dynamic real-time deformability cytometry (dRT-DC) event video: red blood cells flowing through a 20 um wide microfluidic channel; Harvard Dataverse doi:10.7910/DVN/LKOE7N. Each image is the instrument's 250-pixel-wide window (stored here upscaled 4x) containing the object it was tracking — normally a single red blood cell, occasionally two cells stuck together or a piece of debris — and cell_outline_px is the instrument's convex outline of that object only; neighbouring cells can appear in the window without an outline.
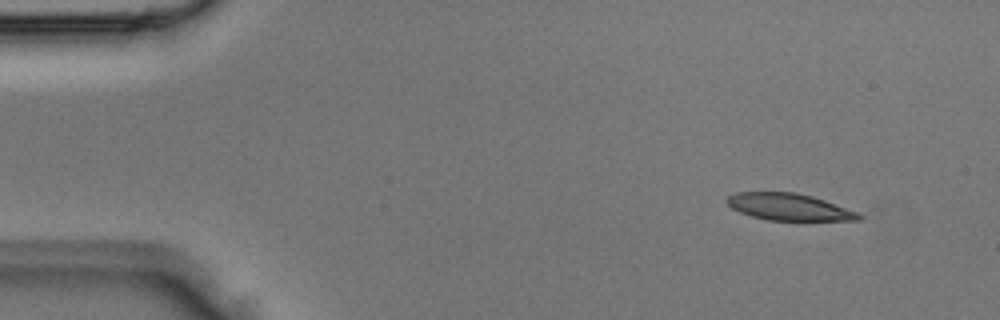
{"species": "Egyptian fruit bat (a non-hibernating species)", "species_latin": "Rousettus aegyptiacus", "temperature_condition": "room temperature", "stored_images_in_passage": 4, "camera_frame_rate_fps": 3000, "um_per_image_px": 0.085, "animal": {"sex": "male"}, "frame": {"image": 1, "passage_image": 4, "time_ms": 1.0, "image_size_px": [1000, 320], "cell_outline_px": [[864, 216], [860, 220], [768, 220], [752, 216], [740, 212], [732, 208], [724, 200], [728, 196], [736, 192], [792, 192], [812, 196], [824, 200], [856, 212]], "centroid_in_image_um": [67.02, 17.58], "position_along_channel_um": 18.0, "area_um2": 20.4}}